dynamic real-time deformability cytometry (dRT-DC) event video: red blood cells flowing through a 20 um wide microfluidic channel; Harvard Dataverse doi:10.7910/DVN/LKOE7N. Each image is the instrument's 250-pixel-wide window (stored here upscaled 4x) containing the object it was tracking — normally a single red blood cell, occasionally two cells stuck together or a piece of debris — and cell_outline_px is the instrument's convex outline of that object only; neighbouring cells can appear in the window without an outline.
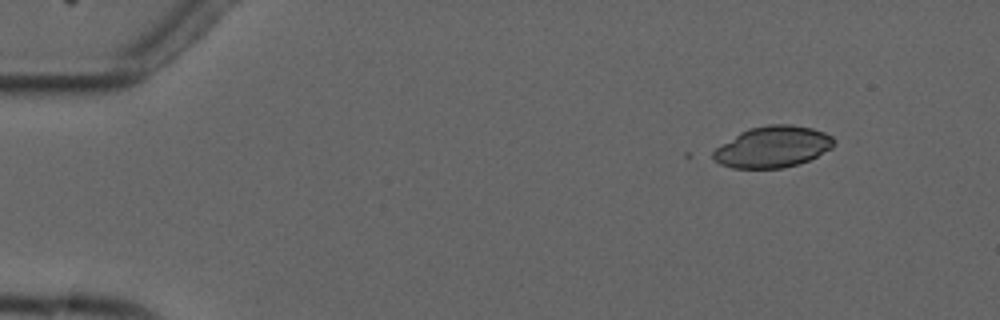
{"species": "common noctule bat (a hibernating species)", "species_latin": "Nyctalus noctula", "temperature_condition": "cold", "stored_images_in_passage": 6, "camera_frame_rate_fps": 3000, "um_per_image_px": 0.085, "animal": {"sex": "male", "forearm_length_mm": 52.5}, "frame": {"image": 1, "passage_image": 2, "time_ms": 2.0, "image_size_px": [1000, 320], "cell_outline_px": [[840, 140], [832, 148], [808, 160], [796, 164], [780, 168], [732, 168], [720, 164], [712, 160], [712, 152], [716, 148], [740, 132], [748, 128], [768, 124], [792, 124], [812, 128], [824, 132]], "centroid_in_image_um": [65.7, 12.47], "position_along_channel_um": 19.3, "area_um2": 29.25}}
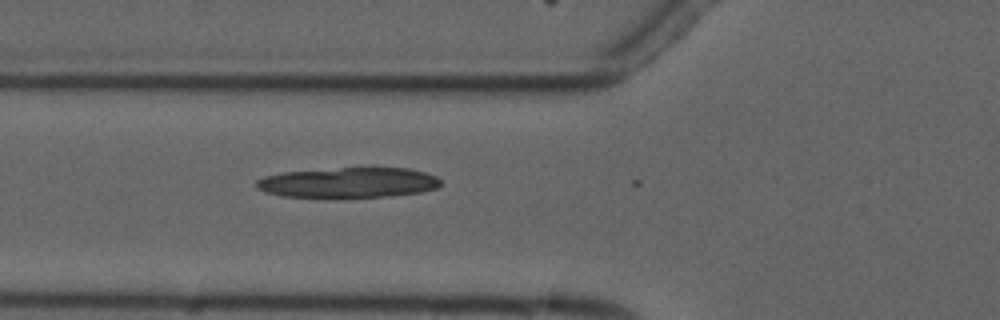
{"frame": {"image": 2, "passage_image": 6, "time_ms": 6.667, "image_size_px": [1000, 320], "cell_outline_px": [[440, 184], [436, 188], [420, 192], [392, 196], [284, 196], [268, 192], [256, 188], [256, 180], [264, 176], [284, 172], [340, 168], [408, 168], [424, 172], [436, 176], [440, 180]], "centroid_in_image_um": [29.64, 15.5], "position_along_channel_um": 96.2, "area_um2": 31.79}}